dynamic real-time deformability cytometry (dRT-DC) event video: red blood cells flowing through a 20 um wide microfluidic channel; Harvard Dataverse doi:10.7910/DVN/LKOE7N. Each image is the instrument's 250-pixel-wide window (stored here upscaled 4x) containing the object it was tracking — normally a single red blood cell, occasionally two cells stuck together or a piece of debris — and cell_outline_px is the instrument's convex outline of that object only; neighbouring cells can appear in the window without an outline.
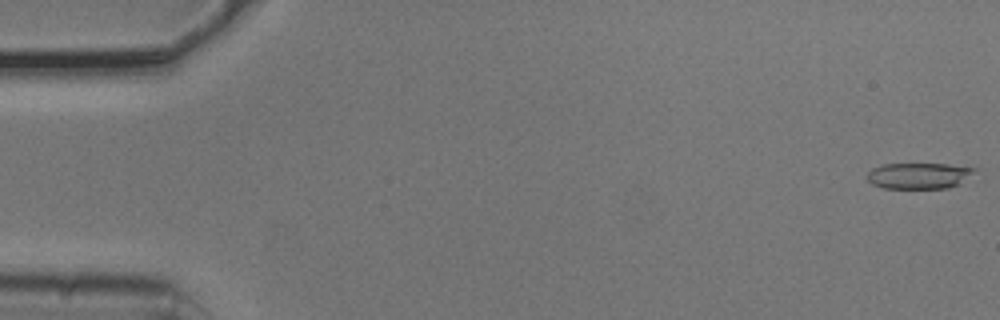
{"species": "common noctule bat (a hibernating species)", "species_latin": "Nyctalus noctula", "temperature_condition": "cold", "stored_images_in_passage": 5, "camera_frame_rate_fps": 3000, "um_per_image_px": 0.085, "animal": {"sex": "male", "body_mass_g": 20.5, "forearm_length_mm": 52.5}, "frame": {"image": 1, "passage_image": 1, "time_ms": 0.0, "image_size_px": [1000, 320], "cell_outline_px": [[976, 168], [960, 184], [948, 188], [884, 188], [872, 184], [868, 180], [868, 172], [872, 168], [884, 164], [948, 164]], "centroid_in_image_um": [78.07, 14.94], "position_along_channel_um": 6.9, "area_um2": 16.07}}
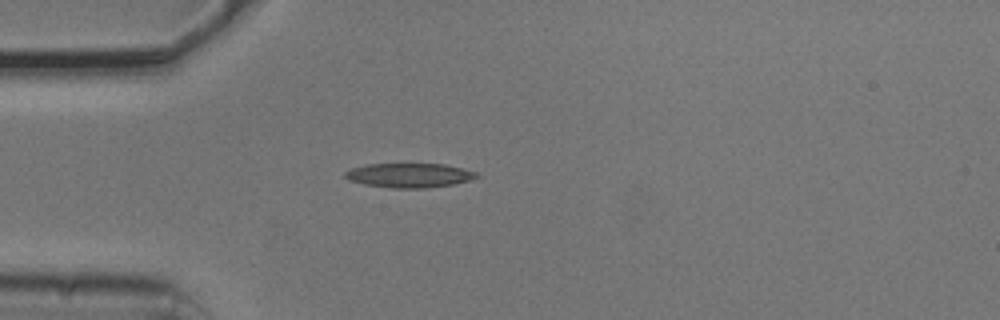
{"frame": {"image": 2, "passage_image": 5, "time_ms": 1.333, "image_size_px": [1000, 320], "cell_outline_px": [[480, 176], [468, 180], [452, 184], [424, 188], [392, 188], [364, 184], [348, 180], [344, 176], [344, 172], [352, 168], [368, 164], [444, 164], [476, 172]], "centroid_in_image_um": [34.75, 14.9], "position_along_channel_um": 50.3, "area_um2": 18.44}}